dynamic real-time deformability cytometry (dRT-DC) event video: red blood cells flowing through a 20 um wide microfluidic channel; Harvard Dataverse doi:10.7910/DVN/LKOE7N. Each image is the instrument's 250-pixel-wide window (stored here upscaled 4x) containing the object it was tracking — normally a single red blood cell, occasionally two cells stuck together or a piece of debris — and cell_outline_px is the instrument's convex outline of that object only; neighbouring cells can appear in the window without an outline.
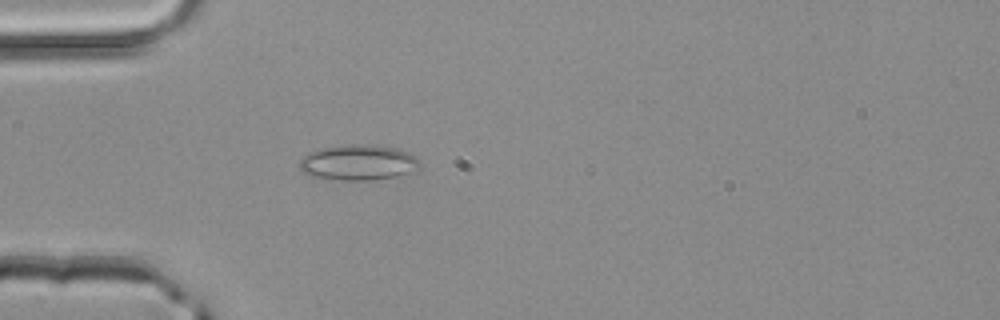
{"species": "common noctule bat (a hibernating species)", "species_latin": "Nyctalus noctula", "temperature_condition": "room temperature", "stored_images_in_passage": 3, "camera_frame_rate_fps": 3000, "um_per_image_px": 0.085, "animal": {"sex": "male", "body_mass_g": 20.4}, "frame": {"image": 1, "passage_image": 3, "time_ms": 0.667, "image_size_px": [1000, 320], "cell_outline_px": [[420, 168], [416, 172], [396, 176], [372, 180], [340, 180], [308, 176], [300, 168], [300, 160], [308, 152], [316, 148], [352, 144], [372, 144], [396, 148], [408, 152], [416, 156], [420, 160]], "centroid_in_image_um": [30.48, 13.81], "position_along_channel_um": 54.5, "area_um2": 25.37}}